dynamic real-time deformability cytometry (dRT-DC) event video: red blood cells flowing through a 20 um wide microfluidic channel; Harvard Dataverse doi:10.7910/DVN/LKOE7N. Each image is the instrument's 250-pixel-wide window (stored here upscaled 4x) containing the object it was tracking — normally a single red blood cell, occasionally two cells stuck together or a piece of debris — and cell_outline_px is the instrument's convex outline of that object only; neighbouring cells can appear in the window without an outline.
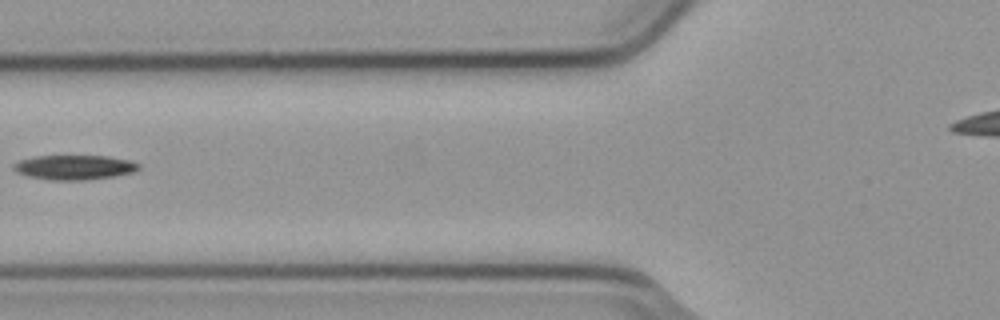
{"species": "common noctule bat (a hibernating species)", "species_latin": "Nyctalus noctula", "temperature_condition": "cold", "stored_images_in_passage": 6, "camera_frame_rate_fps": 3000, "um_per_image_px": 0.085, "animal": {"sex": "male", "body_mass_g": 23.1, "forearm_length_mm": 52.7}, "frame": {"image": 1, "passage_image": 5, "time_ms": 1.333, "image_size_px": [1000, 320], "cell_outline_px": [[140, 168], [132, 172], [112, 176], [84, 180], [52, 180], [28, 176], [16, 172], [12, 168], [12, 164], [20, 160], [36, 156], [104, 156], [132, 160], [140, 164]], "centroid_in_image_um": [6.3, 14.22], "position_along_channel_um": 119.5, "area_um2": 17.86}}
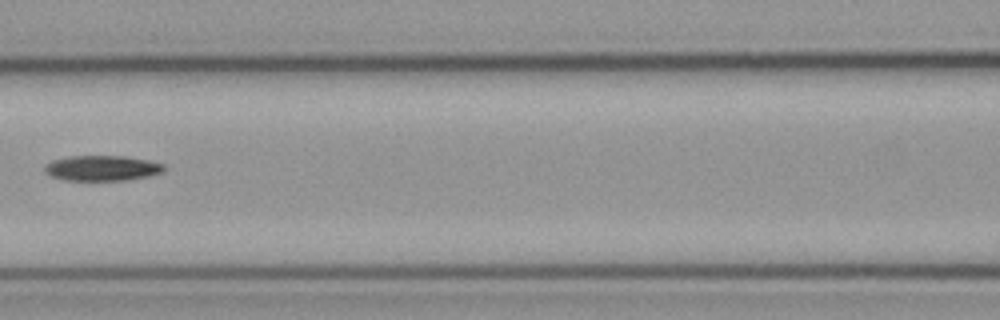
{"frame": {"image": 2, "passage_image": 6, "time_ms": 1.667, "image_size_px": [1000, 320], "cell_outline_px": [[164, 168], [160, 172], [148, 176], [124, 180], [64, 180], [48, 176], [44, 172], [44, 168], [52, 160], [68, 156], [124, 156], [148, 160], [164, 164]], "centroid_in_image_um": [8.62, 14.29], "position_along_channel_um": 158.0, "area_um2": 17.51}}